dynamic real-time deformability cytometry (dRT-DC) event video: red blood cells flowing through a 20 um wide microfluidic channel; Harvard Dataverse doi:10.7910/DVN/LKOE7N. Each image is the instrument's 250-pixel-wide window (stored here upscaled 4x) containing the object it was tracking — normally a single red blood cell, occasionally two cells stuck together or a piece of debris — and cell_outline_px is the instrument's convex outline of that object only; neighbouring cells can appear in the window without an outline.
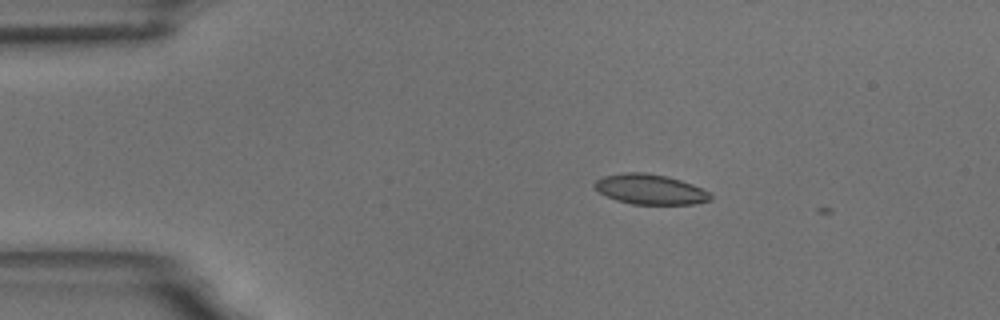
{"species": "common noctule bat (a hibernating species)", "species_latin": "Nyctalus noctula", "temperature_condition": "room temperature", "stored_images_in_passage": 2, "camera_frame_rate_fps": 3000, "um_per_image_px": 0.085, "animal": {"sex": "male", "body_mass_g": 18.8}, "frame": {"image": 1, "passage_image": 1, "time_ms": 0.0, "image_size_px": [1000, 320], "cell_outline_px": [[712, 200], [692, 204], [632, 204], [616, 200], [600, 192], [592, 184], [596, 180], [604, 176], [624, 172], [644, 172], [664, 176], [680, 180], [692, 184], [708, 192], [712, 196]], "centroid_in_image_um": [55.25, 16.09], "position_along_channel_um": 29.7, "area_um2": 20.11}}